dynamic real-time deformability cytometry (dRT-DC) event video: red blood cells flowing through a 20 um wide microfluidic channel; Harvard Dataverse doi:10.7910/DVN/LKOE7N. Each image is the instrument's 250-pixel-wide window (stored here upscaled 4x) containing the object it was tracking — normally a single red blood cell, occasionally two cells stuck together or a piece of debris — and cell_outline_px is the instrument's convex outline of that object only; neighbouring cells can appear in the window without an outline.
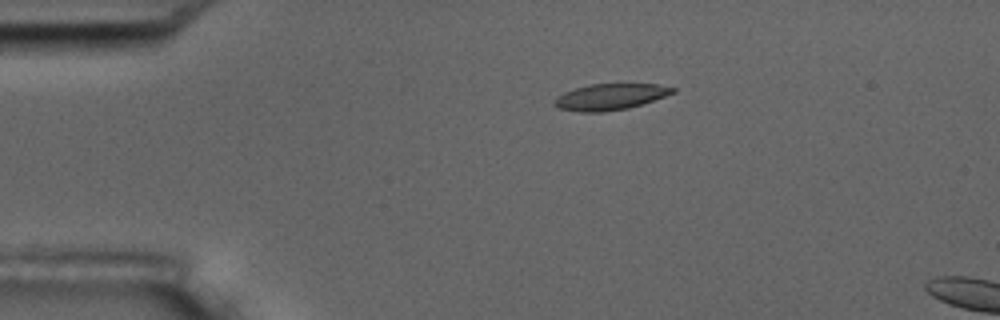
{"species": "common noctule bat (a hibernating species)", "species_latin": "Nyctalus noctula", "temperature_condition": "room temperature", "stored_images_in_passage": 4, "camera_frame_rate_fps": 3000, "um_per_image_px": 0.085, "animal": {"sex": "male", "body_mass_g": 17.5, "forearm_length_mm": 52.3}, "frame": {"image": 1, "passage_image": 4, "time_ms": 3.333, "image_size_px": [1000, 320], "cell_outline_px": [[676, 92], [628, 108], [604, 112], [580, 112], [556, 108], [552, 104], [552, 100], [556, 96], [564, 92], [588, 84], [660, 84], [676, 88]], "centroid_in_image_um": [51.8, 8.23], "position_along_channel_um": 33.2, "area_um2": 18.15}}